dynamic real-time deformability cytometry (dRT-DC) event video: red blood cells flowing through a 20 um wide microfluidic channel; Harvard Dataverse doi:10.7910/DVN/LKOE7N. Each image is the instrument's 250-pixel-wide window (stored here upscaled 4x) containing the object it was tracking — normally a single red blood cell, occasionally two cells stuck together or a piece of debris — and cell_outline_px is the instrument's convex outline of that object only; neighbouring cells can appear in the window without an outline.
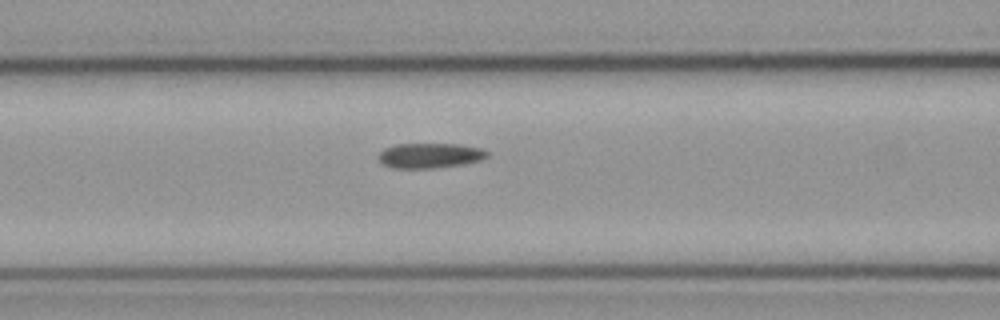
{"species": "common noctule bat (a hibernating species)", "species_latin": "Nyctalus noctula", "temperature_condition": "cold", "stored_images_in_passage": 6, "camera_frame_rate_fps": 3000, "um_per_image_px": 0.085, "animal": {"sex": "male", "body_mass_g": 23.1, "forearm_length_mm": 52.7}, "frame": {"image": 1, "passage_image": 6, "time_ms": 1.667, "image_size_px": [1000, 320], "cell_outline_px": [[488, 156], [480, 160], [464, 164], [432, 168], [392, 168], [384, 164], [380, 160], [380, 152], [384, 148], [396, 144], [460, 144], [480, 148], [488, 152]], "centroid_in_image_um": [36.55, 13.22], "position_along_channel_um": 130.0, "area_um2": 15.72}}